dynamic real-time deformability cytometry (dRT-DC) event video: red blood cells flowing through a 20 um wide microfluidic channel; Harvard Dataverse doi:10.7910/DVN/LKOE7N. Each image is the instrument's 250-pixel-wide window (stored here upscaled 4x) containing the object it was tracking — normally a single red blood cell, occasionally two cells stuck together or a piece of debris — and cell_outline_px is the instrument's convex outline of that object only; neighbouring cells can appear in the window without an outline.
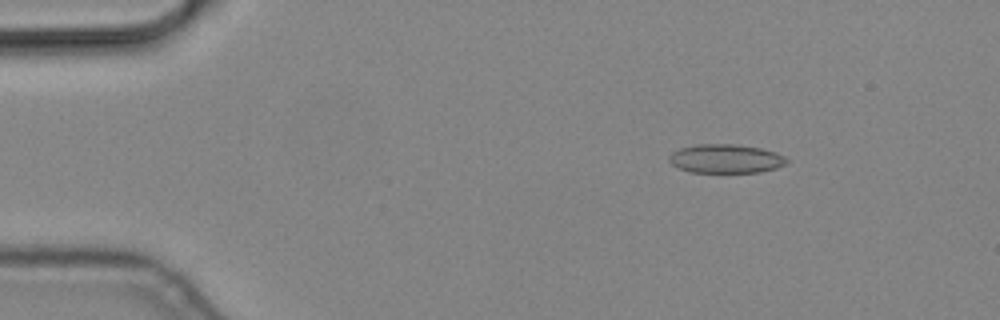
{"species": "common noctule bat (a hibernating species)", "species_latin": "Nyctalus noctula", "temperature_condition": "cold", "stored_images_in_passage": 5, "camera_frame_rate_fps": 3000, "um_per_image_px": 0.085, "animal": {"sex": "male", "body_mass_g": 19.2, "forearm_length_mm": 51.8}, "frame": {"image": 1, "passage_image": 3, "time_ms": 0.667, "image_size_px": [1000, 320], "cell_outline_px": [[788, 164], [776, 168], [760, 172], [688, 172], [672, 164], [668, 160], [668, 156], [672, 152], [680, 148], [696, 144], [732, 144], [760, 148], [776, 152], [784, 156], [788, 160]], "centroid_in_image_um": [61.69, 13.49], "position_along_channel_um": 23.3, "area_um2": 19.83}}
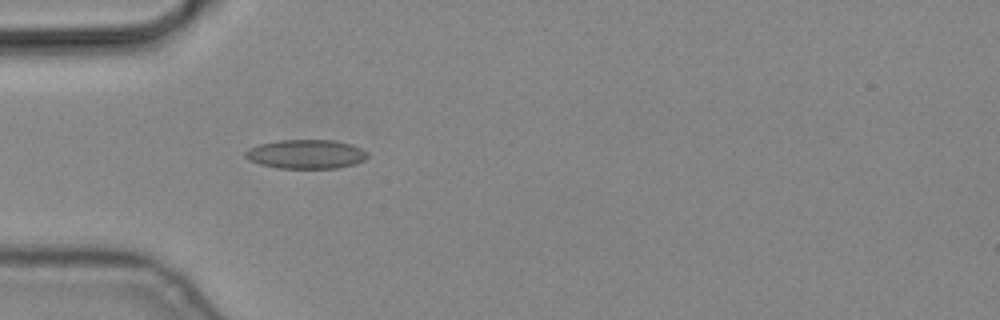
{"frame": {"image": 2, "passage_image": 5, "time_ms": 1.333, "image_size_px": [1000, 320], "cell_outline_px": [[368, 156], [364, 160], [352, 164], [336, 168], [276, 168], [260, 164], [248, 160], [244, 156], [244, 152], [248, 148], [260, 144], [276, 140], [332, 140], [352, 144], [368, 152]], "centroid_in_image_um": [25.98, 13.1], "position_along_channel_um": 59.0, "area_um2": 20.75}}